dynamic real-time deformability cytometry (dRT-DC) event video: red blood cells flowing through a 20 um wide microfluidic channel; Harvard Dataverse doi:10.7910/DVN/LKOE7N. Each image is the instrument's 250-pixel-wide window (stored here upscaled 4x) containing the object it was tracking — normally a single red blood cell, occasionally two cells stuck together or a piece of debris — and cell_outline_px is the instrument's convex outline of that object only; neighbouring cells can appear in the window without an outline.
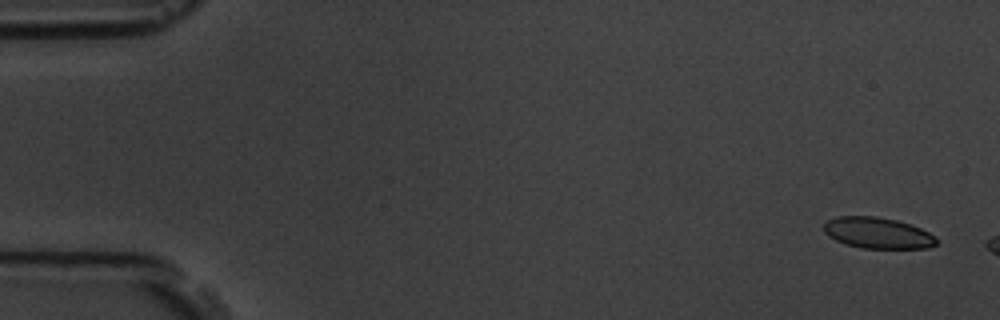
{"species": "common noctule bat (a hibernating species)", "species_latin": "Nyctalus noctula", "temperature_condition": "room temperature", "stored_images_in_passage": 4, "camera_frame_rate_fps": 3000, "um_per_image_px": 0.085, "animal": {"sex": "male", "body_mass_g": 19.5, "forearm_length_mm": 54.6}, "frame": {"image": 1, "passage_image": 1, "time_ms": 0.0, "image_size_px": [1000, 320], "cell_outline_px": [[936, 244], [928, 248], [860, 248], [844, 244], [828, 236], [824, 232], [824, 224], [828, 220], [836, 216], [876, 216], [896, 220], [920, 228], [928, 232], [936, 240]], "centroid_in_image_um": [74.55, 19.8], "position_along_channel_um": 10.5, "area_um2": 20.29}}